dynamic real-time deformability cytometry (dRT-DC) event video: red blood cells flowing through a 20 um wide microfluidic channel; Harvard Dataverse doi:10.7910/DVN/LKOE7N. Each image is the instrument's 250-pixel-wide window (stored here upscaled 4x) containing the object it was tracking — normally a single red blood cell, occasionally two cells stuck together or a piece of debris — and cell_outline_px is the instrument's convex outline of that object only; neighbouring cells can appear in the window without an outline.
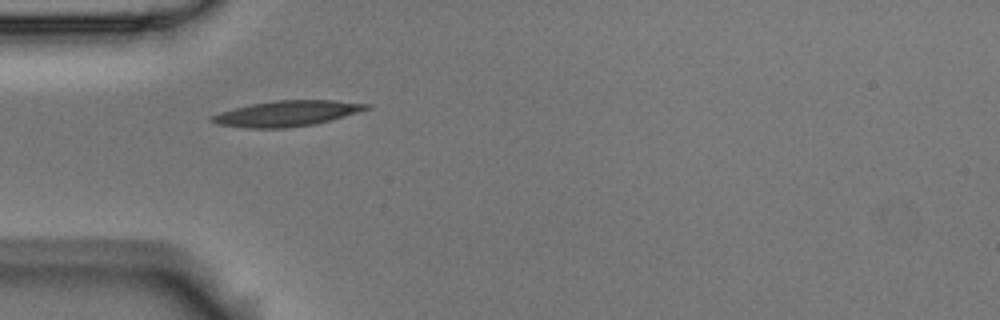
{"species": "Egyptian fruit bat (a non-hibernating species)", "species_latin": "Rousettus aegyptiacus", "temperature_condition": "room temperature", "stored_images_in_passage": 3, "camera_frame_rate_fps": 3000, "um_per_image_px": 0.085, "animal": {"sex": "male"}, "frame": {"image": 1, "passage_image": 1, "time_ms": 0.0, "image_size_px": [1000, 320], "cell_outline_px": [[372, 108], [316, 124], [284, 128], [248, 128], [216, 124], [208, 120], [208, 116], [220, 112], [252, 104], [276, 100], [332, 100], [372, 104]], "centroid_in_image_um": [24.37, 9.65], "position_along_channel_um": 60.6, "area_um2": 23.06}}
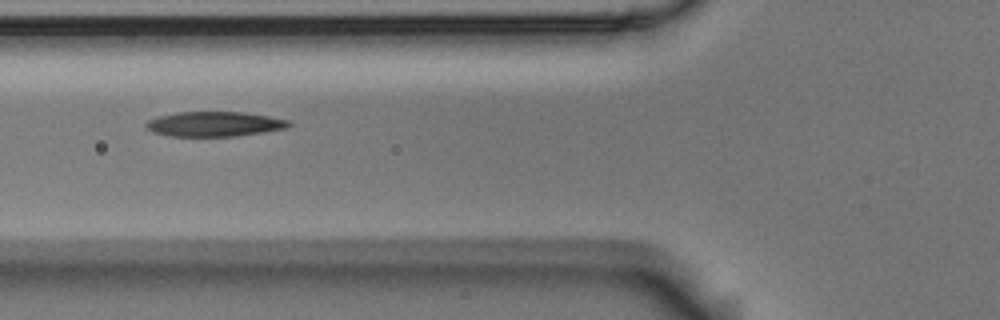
{"frame": {"image": 2, "passage_image": 2, "time_ms": 0.333, "image_size_px": [1000, 320], "cell_outline_px": [[292, 124], [288, 128], [264, 132], [236, 136], [168, 136], [156, 132], [148, 128], [144, 124], [148, 120], [160, 116], [180, 112], [244, 112], [292, 120]], "centroid_in_image_um": [18.31, 10.54], "position_along_channel_um": 107.5, "area_um2": 20.63}}
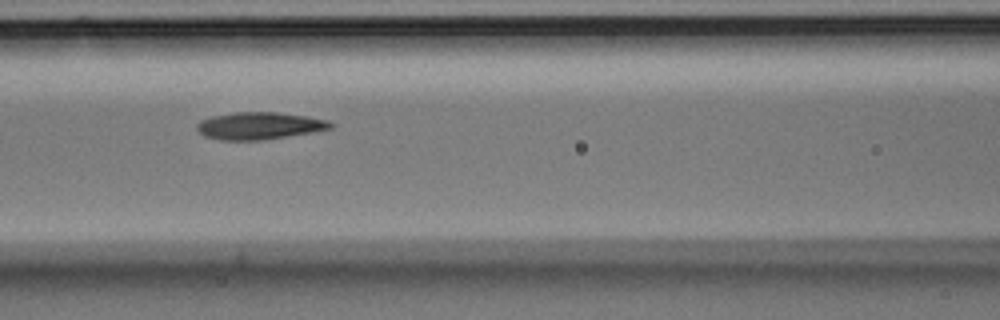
{"frame": {"image": 3, "passage_image": 3, "time_ms": 0.667, "image_size_px": [1000, 320], "cell_outline_px": [[332, 128], [264, 140], [220, 140], [204, 136], [196, 128], [196, 124], [200, 120], [212, 116], [232, 112], [276, 112], [308, 116], [328, 120], [332, 124]], "centroid_in_image_um": [22.0, 10.68], "position_along_channel_um": 144.6, "area_um2": 21.15}}